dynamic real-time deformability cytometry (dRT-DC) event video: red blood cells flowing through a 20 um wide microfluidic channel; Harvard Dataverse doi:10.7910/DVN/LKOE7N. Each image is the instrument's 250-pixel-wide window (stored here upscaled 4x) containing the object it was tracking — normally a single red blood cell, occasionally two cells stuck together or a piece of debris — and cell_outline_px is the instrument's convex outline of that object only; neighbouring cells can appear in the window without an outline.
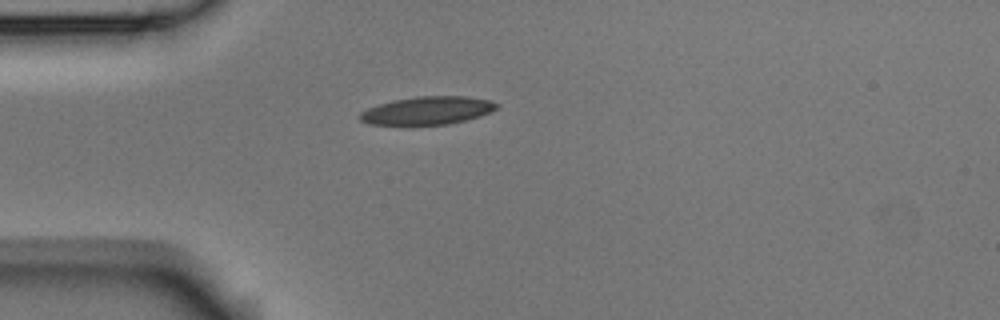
{"species": "Egyptian fruit bat (a non-hibernating species)", "species_latin": "Rousettus aegyptiacus", "temperature_condition": "room temperature", "stored_images_in_passage": 1, "camera_frame_rate_fps": 3000, "um_per_image_px": 0.085, "animal": {"sex": "male"}, "frame": {"image": 1, "passage_image": 1, "time_ms": 0.0, "image_size_px": [1000, 320], "cell_outline_px": [[500, 104], [496, 108], [480, 116], [448, 124], [372, 124], [360, 120], [360, 112], [368, 108], [392, 100], [416, 96], [468, 96], [492, 100]], "centroid_in_image_um": [36.37, 9.37], "position_along_channel_um": 48.6, "area_um2": 22.08}}